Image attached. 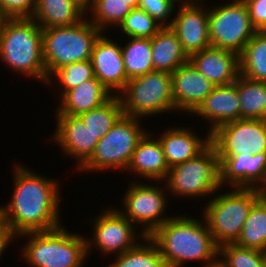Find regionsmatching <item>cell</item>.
Listing matches in <instances>:
<instances>
[{"mask_svg": "<svg viewBox=\"0 0 266 267\" xmlns=\"http://www.w3.org/2000/svg\"><path fill=\"white\" fill-rule=\"evenodd\" d=\"M57 121L53 139L68 157L77 160L80 169L93 155L99 139L79 116L55 114Z\"/></svg>", "mask_w": 266, "mask_h": 267, "instance_id": "cell-16", "label": "cell"}, {"mask_svg": "<svg viewBox=\"0 0 266 267\" xmlns=\"http://www.w3.org/2000/svg\"><path fill=\"white\" fill-rule=\"evenodd\" d=\"M237 92L242 119L266 120V82L251 80L239 74Z\"/></svg>", "mask_w": 266, "mask_h": 267, "instance_id": "cell-26", "label": "cell"}, {"mask_svg": "<svg viewBox=\"0 0 266 267\" xmlns=\"http://www.w3.org/2000/svg\"><path fill=\"white\" fill-rule=\"evenodd\" d=\"M129 185L123 197L124 211H119L135 226L142 225V233L150 236L171 218L165 215L168 200L164 191L167 187L162 189V186H152L138 180Z\"/></svg>", "mask_w": 266, "mask_h": 267, "instance_id": "cell-11", "label": "cell"}, {"mask_svg": "<svg viewBox=\"0 0 266 267\" xmlns=\"http://www.w3.org/2000/svg\"><path fill=\"white\" fill-rule=\"evenodd\" d=\"M140 242L132 249L116 256L109 267H167L158 246L149 236Z\"/></svg>", "mask_w": 266, "mask_h": 267, "instance_id": "cell-31", "label": "cell"}, {"mask_svg": "<svg viewBox=\"0 0 266 267\" xmlns=\"http://www.w3.org/2000/svg\"><path fill=\"white\" fill-rule=\"evenodd\" d=\"M78 6H80L86 14L88 13V10L91 8V6L94 3V0H73Z\"/></svg>", "mask_w": 266, "mask_h": 267, "instance_id": "cell-40", "label": "cell"}, {"mask_svg": "<svg viewBox=\"0 0 266 267\" xmlns=\"http://www.w3.org/2000/svg\"><path fill=\"white\" fill-rule=\"evenodd\" d=\"M85 14L73 0H37L31 18L43 29L79 23Z\"/></svg>", "mask_w": 266, "mask_h": 267, "instance_id": "cell-25", "label": "cell"}, {"mask_svg": "<svg viewBox=\"0 0 266 267\" xmlns=\"http://www.w3.org/2000/svg\"><path fill=\"white\" fill-rule=\"evenodd\" d=\"M247 5L251 22L257 31L266 28V0H243Z\"/></svg>", "mask_w": 266, "mask_h": 267, "instance_id": "cell-38", "label": "cell"}, {"mask_svg": "<svg viewBox=\"0 0 266 267\" xmlns=\"http://www.w3.org/2000/svg\"><path fill=\"white\" fill-rule=\"evenodd\" d=\"M237 246L266 251V196L252 206L243 225Z\"/></svg>", "mask_w": 266, "mask_h": 267, "instance_id": "cell-27", "label": "cell"}, {"mask_svg": "<svg viewBox=\"0 0 266 267\" xmlns=\"http://www.w3.org/2000/svg\"><path fill=\"white\" fill-rule=\"evenodd\" d=\"M113 94L94 76L68 90L62 97L56 114L79 116L106 103Z\"/></svg>", "mask_w": 266, "mask_h": 267, "instance_id": "cell-23", "label": "cell"}, {"mask_svg": "<svg viewBox=\"0 0 266 267\" xmlns=\"http://www.w3.org/2000/svg\"><path fill=\"white\" fill-rule=\"evenodd\" d=\"M122 56L127 78L145 75L153 72L151 56V39L130 38L129 42L122 47Z\"/></svg>", "mask_w": 266, "mask_h": 267, "instance_id": "cell-29", "label": "cell"}, {"mask_svg": "<svg viewBox=\"0 0 266 267\" xmlns=\"http://www.w3.org/2000/svg\"><path fill=\"white\" fill-rule=\"evenodd\" d=\"M91 62L94 76L113 95H120L129 80L126 75L121 44L118 45L109 39V36L101 34L94 44Z\"/></svg>", "mask_w": 266, "mask_h": 267, "instance_id": "cell-15", "label": "cell"}, {"mask_svg": "<svg viewBox=\"0 0 266 267\" xmlns=\"http://www.w3.org/2000/svg\"><path fill=\"white\" fill-rule=\"evenodd\" d=\"M132 9L124 0H94L89 21L104 34L109 26L119 27Z\"/></svg>", "mask_w": 266, "mask_h": 267, "instance_id": "cell-32", "label": "cell"}, {"mask_svg": "<svg viewBox=\"0 0 266 267\" xmlns=\"http://www.w3.org/2000/svg\"><path fill=\"white\" fill-rule=\"evenodd\" d=\"M88 19L69 26L42 29L47 79L62 66L91 60L94 44L103 32Z\"/></svg>", "mask_w": 266, "mask_h": 267, "instance_id": "cell-5", "label": "cell"}, {"mask_svg": "<svg viewBox=\"0 0 266 267\" xmlns=\"http://www.w3.org/2000/svg\"><path fill=\"white\" fill-rule=\"evenodd\" d=\"M14 191L10 202L0 205V218L17 237L61 226L60 184L24 165L14 164Z\"/></svg>", "mask_w": 266, "mask_h": 267, "instance_id": "cell-1", "label": "cell"}, {"mask_svg": "<svg viewBox=\"0 0 266 267\" xmlns=\"http://www.w3.org/2000/svg\"><path fill=\"white\" fill-rule=\"evenodd\" d=\"M177 2L181 3V0H139L137 8L145 11L161 26L169 27L170 22L167 19L170 20Z\"/></svg>", "mask_w": 266, "mask_h": 267, "instance_id": "cell-36", "label": "cell"}, {"mask_svg": "<svg viewBox=\"0 0 266 267\" xmlns=\"http://www.w3.org/2000/svg\"><path fill=\"white\" fill-rule=\"evenodd\" d=\"M257 190L263 195L266 196V172L263 179V182L257 187Z\"/></svg>", "mask_w": 266, "mask_h": 267, "instance_id": "cell-41", "label": "cell"}, {"mask_svg": "<svg viewBox=\"0 0 266 267\" xmlns=\"http://www.w3.org/2000/svg\"><path fill=\"white\" fill-rule=\"evenodd\" d=\"M232 189L210 199L203 211L208 230L218 246L237 241L250 209L262 196L257 188Z\"/></svg>", "mask_w": 266, "mask_h": 267, "instance_id": "cell-6", "label": "cell"}, {"mask_svg": "<svg viewBox=\"0 0 266 267\" xmlns=\"http://www.w3.org/2000/svg\"><path fill=\"white\" fill-rule=\"evenodd\" d=\"M240 74L244 77L266 82V35L257 31L239 55Z\"/></svg>", "mask_w": 266, "mask_h": 267, "instance_id": "cell-28", "label": "cell"}, {"mask_svg": "<svg viewBox=\"0 0 266 267\" xmlns=\"http://www.w3.org/2000/svg\"><path fill=\"white\" fill-rule=\"evenodd\" d=\"M140 120L122 115L111 130L98 141L91 158L78 170H126L138 142L148 132L142 128Z\"/></svg>", "mask_w": 266, "mask_h": 267, "instance_id": "cell-9", "label": "cell"}, {"mask_svg": "<svg viewBox=\"0 0 266 267\" xmlns=\"http://www.w3.org/2000/svg\"><path fill=\"white\" fill-rule=\"evenodd\" d=\"M123 115L121 99L113 95L106 103L79 115L84 125L100 140Z\"/></svg>", "mask_w": 266, "mask_h": 267, "instance_id": "cell-30", "label": "cell"}, {"mask_svg": "<svg viewBox=\"0 0 266 267\" xmlns=\"http://www.w3.org/2000/svg\"><path fill=\"white\" fill-rule=\"evenodd\" d=\"M12 239H16V236L0 218V257L4 255L3 253L8 248V245L11 244L10 242H13Z\"/></svg>", "mask_w": 266, "mask_h": 267, "instance_id": "cell-39", "label": "cell"}, {"mask_svg": "<svg viewBox=\"0 0 266 267\" xmlns=\"http://www.w3.org/2000/svg\"><path fill=\"white\" fill-rule=\"evenodd\" d=\"M180 5L178 4L175 17L169 21V27L177 35L184 51L190 57L211 47L208 8L204 7V3L203 6L199 3L186 2H181Z\"/></svg>", "mask_w": 266, "mask_h": 267, "instance_id": "cell-14", "label": "cell"}, {"mask_svg": "<svg viewBox=\"0 0 266 267\" xmlns=\"http://www.w3.org/2000/svg\"><path fill=\"white\" fill-rule=\"evenodd\" d=\"M202 1H205V0H181V2H186V3H201L203 4Z\"/></svg>", "mask_w": 266, "mask_h": 267, "instance_id": "cell-43", "label": "cell"}, {"mask_svg": "<svg viewBox=\"0 0 266 267\" xmlns=\"http://www.w3.org/2000/svg\"><path fill=\"white\" fill-rule=\"evenodd\" d=\"M265 267H266V251L264 252Z\"/></svg>", "mask_w": 266, "mask_h": 267, "instance_id": "cell-44", "label": "cell"}, {"mask_svg": "<svg viewBox=\"0 0 266 267\" xmlns=\"http://www.w3.org/2000/svg\"><path fill=\"white\" fill-rule=\"evenodd\" d=\"M121 32L129 38H153L162 28L155 19L145 11L133 8L119 25Z\"/></svg>", "mask_w": 266, "mask_h": 267, "instance_id": "cell-35", "label": "cell"}, {"mask_svg": "<svg viewBox=\"0 0 266 267\" xmlns=\"http://www.w3.org/2000/svg\"><path fill=\"white\" fill-rule=\"evenodd\" d=\"M151 56L154 71L170 74L189 62V56L170 27H163L151 38Z\"/></svg>", "mask_w": 266, "mask_h": 267, "instance_id": "cell-24", "label": "cell"}, {"mask_svg": "<svg viewBox=\"0 0 266 267\" xmlns=\"http://www.w3.org/2000/svg\"><path fill=\"white\" fill-rule=\"evenodd\" d=\"M37 0H0V18H31Z\"/></svg>", "mask_w": 266, "mask_h": 267, "instance_id": "cell-37", "label": "cell"}, {"mask_svg": "<svg viewBox=\"0 0 266 267\" xmlns=\"http://www.w3.org/2000/svg\"><path fill=\"white\" fill-rule=\"evenodd\" d=\"M221 186L257 188L266 172V152L219 157ZM228 184V185H227Z\"/></svg>", "mask_w": 266, "mask_h": 267, "instance_id": "cell-18", "label": "cell"}, {"mask_svg": "<svg viewBox=\"0 0 266 267\" xmlns=\"http://www.w3.org/2000/svg\"><path fill=\"white\" fill-rule=\"evenodd\" d=\"M189 61L215 86L233 84L240 74L239 55L233 51L211 46L192 54Z\"/></svg>", "mask_w": 266, "mask_h": 267, "instance_id": "cell-19", "label": "cell"}, {"mask_svg": "<svg viewBox=\"0 0 266 267\" xmlns=\"http://www.w3.org/2000/svg\"><path fill=\"white\" fill-rule=\"evenodd\" d=\"M193 113L210 121V134L225 123L241 119L237 79L230 85L215 86Z\"/></svg>", "mask_w": 266, "mask_h": 267, "instance_id": "cell-20", "label": "cell"}, {"mask_svg": "<svg viewBox=\"0 0 266 267\" xmlns=\"http://www.w3.org/2000/svg\"><path fill=\"white\" fill-rule=\"evenodd\" d=\"M94 70L91 60L75 62L60 67L55 70L47 79L46 85L51 86L52 82L58 83L62 89L61 97L70 89L78 86L80 83L92 79ZM54 78V79H53ZM53 80V81H52ZM60 83V84H59Z\"/></svg>", "mask_w": 266, "mask_h": 267, "instance_id": "cell-34", "label": "cell"}, {"mask_svg": "<svg viewBox=\"0 0 266 267\" xmlns=\"http://www.w3.org/2000/svg\"><path fill=\"white\" fill-rule=\"evenodd\" d=\"M65 229L61 225L52 230L17 236L28 238L22 250L27 264L32 267H84L88 257L86 237Z\"/></svg>", "mask_w": 266, "mask_h": 267, "instance_id": "cell-4", "label": "cell"}, {"mask_svg": "<svg viewBox=\"0 0 266 267\" xmlns=\"http://www.w3.org/2000/svg\"><path fill=\"white\" fill-rule=\"evenodd\" d=\"M192 131L191 128L171 127L161 133L158 139L162 144L169 169L197 156L211 143L209 132L205 138H201Z\"/></svg>", "mask_w": 266, "mask_h": 267, "instance_id": "cell-21", "label": "cell"}, {"mask_svg": "<svg viewBox=\"0 0 266 267\" xmlns=\"http://www.w3.org/2000/svg\"><path fill=\"white\" fill-rule=\"evenodd\" d=\"M102 212L95 220L91 221L95 225H93V235L91 237L93 239L86 238L87 255L93 247H96V250L99 249L98 251L102 255L117 252L116 256H118L135 247L139 243L138 240L146 237L142 231L137 235V226L130 222L119 209L110 208Z\"/></svg>", "mask_w": 266, "mask_h": 267, "instance_id": "cell-12", "label": "cell"}, {"mask_svg": "<svg viewBox=\"0 0 266 267\" xmlns=\"http://www.w3.org/2000/svg\"><path fill=\"white\" fill-rule=\"evenodd\" d=\"M172 195L182 197L210 196L222 188L220 183V161L217 151L210 143L192 159L171 167L163 181Z\"/></svg>", "mask_w": 266, "mask_h": 267, "instance_id": "cell-7", "label": "cell"}, {"mask_svg": "<svg viewBox=\"0 0 266 267\" xmlns=\"http://www.w3.org/2000/svg\"><path fill=\"white\" fill-rule=\"evenodd\" d=\"M215 85L189 61L172 73V95L175 109L193 112L211 93Z\"/></svg>", "mask_w": 266, "mask_h": 267, "instance_id": "cell-17", "label": "cell"}, {"mask_svg": "<svg viewBox=\"0 0 266 267\" xmlns=\"http://www.w3.org/2000/svg\"><path fill=\"white\" fill-rule=\"evenodd\" d=\"M127 2V4L129 6H131L132 8H137L139 0H124Z\"/></svg>", "mask_w": 266, "mask_h": 267, "instance_id": "cell-42", "label": "cell"}, {"mask_svg": "<svg viewBox=\"0 0 266 267\" xmlns=\"http://www.w3.org/2000/svg\"><path fill=\"white\" fill-rule=\"evenodd\" d=\"M152 137L147 132L138 142L126 171L130 170L143 179L159 182L166 179L169 166L161 142Z\"/></svg>", "mask_w": 266, "mask_h": 267, "instance_id": "cell-22", "label": "cell"}, {"mask_svg": "<svg viewBox=\"0 0 266 267\" xmlns=\"http://www.w3.org/2000/svg\"><path fill=\"white\" fill-rule=\"evenodd\" d=\"M42 28L32 18L0 19V59L16 73L47 82Z\"/></svg>", "mask_w": 266, "mask_h": 267, "instance_id": "cell-3", "label": "cell"}, {"mask_svg": "<svg viewBox=\"0 0 266 267\" xmlns=\"http://www.w3.org/2000/svg\"><path fill=\"white\" fill-rule=\"evenodd\" d=\"M118 96L123 115L129 117L141 119L176 110L172 95V74L167 72L153 71L132 78Z\"/></svg>", "mask_w": 266, "mask_h": 267, "instance_id": "cell-8", "label": "cell"}, {"mask_svg": "<svg viewBox=\"0 0 266 267\" xmlns=\"http://www.w3.org/2000/svg\"><path fill=\"white\" fill-rule=\"evenodd\" d=\"M208 19L211 46L233 51L238 55L257 32L243 0L209 7Z\"/></svg>", "mask_w": 266, "mask_h": 267, "instance_id": "cell-10", "label": "cell"}, {"mask_svg": "<svg viewBox=\"0 0 266 267\" xmlns=\"http://www.w3.org/2000/svg\"><path fill=\"white\" fill-rule=\"evenodd\" d=\"M218 157L266 152V120L239 119L219 126L211 133Z\"/></svg>", "mask_w": 266, "mask_h": 267, "instance_id": "cell-13", "label": "cell"}, {"mask_svg": "<svg viewBox=\"0 0 266 267\" xmlns=\"http://www.w3.org/2000/svg\"><path fill=\"white\" fill-rule=\"evenodd\" d=\"M261 32L266 35V28L264 30H262Z\"/></svg>", "mask_w": 266, "mask_h": 267, "instance_id": "cell-45", "label": "cell"}, {"mask_svg": "<svg viewBox=\"0 0 266 267\" xmlns=\"http://www.w3.org/2000/svg\"><path fill=\"white\" fill-rule=\"evenodd\" d=\"M202 220L174 216L149 236L158 246L167 267H183L188 261H201L202 267L218 264L219 246L204 218Z\"/></svg>", "mask_w": 266, "mask_h": 267, "instance_id": "cell-2", "label": "cell"}, {"mask_svg": "<svg viewBox=\"0 0 266 267\" xmlns=\"http://www.w3.org/2000/svg\"><path fill=\"white\" fill-rule=\"evenodd\" d=\"M220 267H265L264 251L244 248L235 243L219 246Z\"/></svg>", "mask_w": 266, "mask_h": 267, "instance_id": "cell-33", "label": "cell"}]
</instances>
